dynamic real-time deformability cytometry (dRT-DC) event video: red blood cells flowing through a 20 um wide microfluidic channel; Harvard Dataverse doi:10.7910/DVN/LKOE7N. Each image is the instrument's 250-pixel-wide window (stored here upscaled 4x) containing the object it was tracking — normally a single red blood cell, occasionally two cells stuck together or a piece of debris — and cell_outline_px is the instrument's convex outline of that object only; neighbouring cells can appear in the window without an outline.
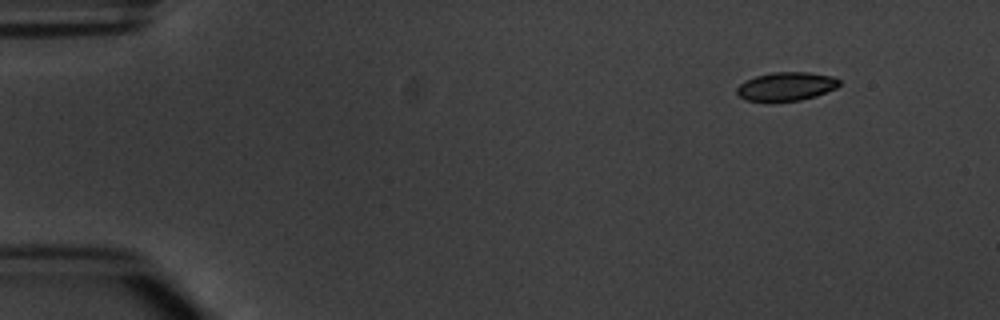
{"species": "common noctule bat (a hibernating species)", "species_latin": "Nyctalus noctula", "temperature_condition": "warm", "stored_images_in_passage": 4, "camera_frame_rate_fps": 3000, "um_per_image_px": 0.085, "animal": {"sex": "male", "body_mass_g": 20.1, "forearm_length_mm": 53.5}, "frame": {"image": 1, "passage_image": 1, "time_ms": 0.0, "image_size_px": [1000, 320], "cell_outline_px": [[840, 84], [836, 88], [816, 96], [800, 100], [744, 100], [736, 92], [736, 88], [740, 84], [756, 76], [772, 72], [808, 72], [832, 76], [840, 80]], "centroid_in_image_um": [66.86, 7.33], "position_along_channel_um": 18.1, "area_um2": 16.76}}
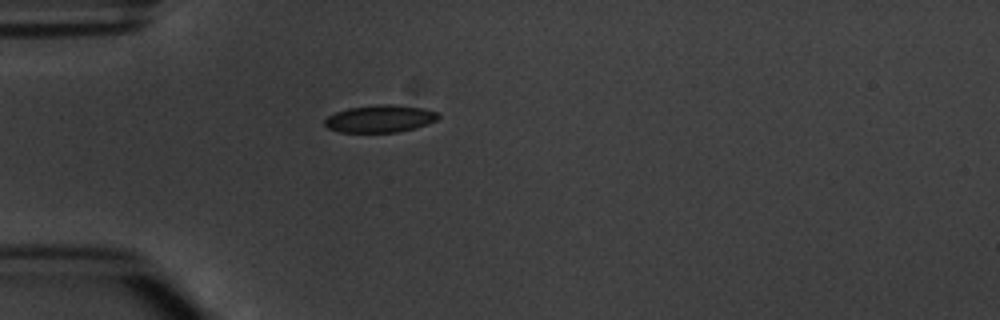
{"frame": {"image": 2, "passage_image": 4, "time_ms": 3.333, "image_size_px": [1000, 320], "cell_outline_px": [[440, 116], [436, 120], [416, 128], [396, 132], [340, 132], [328, 128], [324, 124], [324, 120], [328, 116], [336, 112], [348, 108], [380, 104], [392, 104], [420, 108], [436, 112]], "centroid_in_image_um": [32.27, 10.09], "position_along_channel_um": 52.7, "area_um2": 17.92}}